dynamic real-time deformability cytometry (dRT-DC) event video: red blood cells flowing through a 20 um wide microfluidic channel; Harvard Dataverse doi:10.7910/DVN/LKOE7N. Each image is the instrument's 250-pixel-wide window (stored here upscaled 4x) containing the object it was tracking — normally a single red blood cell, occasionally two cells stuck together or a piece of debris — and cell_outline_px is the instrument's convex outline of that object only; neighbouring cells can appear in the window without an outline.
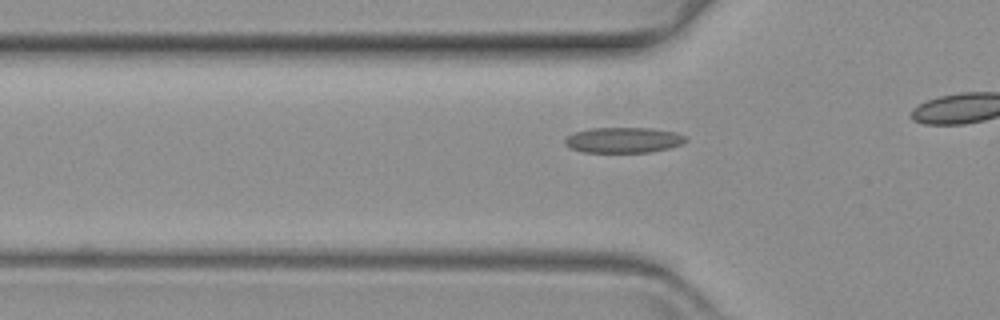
{"species": "common noctule bat (a hibernating species)", "species_latin": "Nyctalus noctula", "temperature_condition": "warm", "stored_images_in_passage": 44, "camera_frame_rate_fps": 3000, "um_per_image_px": 0.085, "animal": {"sex": "female", "body_mass_g": 19.3, "forearm_length_mm": 54.1}, "frame": {"image": 1, "passage_image": 16, "time_ms": 5.0, "image_size_px": [1000, 320], "cell_outline_px": [[688, 140], [680, 144], [668, 148], [648, 152], [584, 152], [572, 148], [564, 144], [564, 140], [572, 132], [588, 128], [652, 128], [676, 132], [684, 136]], "centroid_in_image_um": [52.96, 11.89], "position_along_channel_um": 72.8, "area_um2": 17.92}}
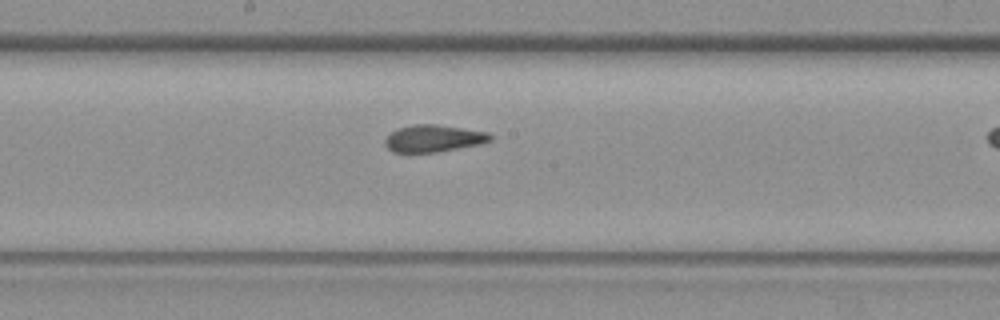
{"frame": {"image": 2, "passage_image": 28, "time_ms": 9.0, "image_size_px": [1000, 320], "cell_outline_px": [[492, 140], [480, 144], [436, 152], [392, 152], [384, 144], [384, 140], [396, 128], [412, 124], [436, 124], [488, 132], [492, 136]], "centroid_in_image_um": [36.83, 11.76], "position_along_channel_um": 211.4, "area_um2": 16.59}}
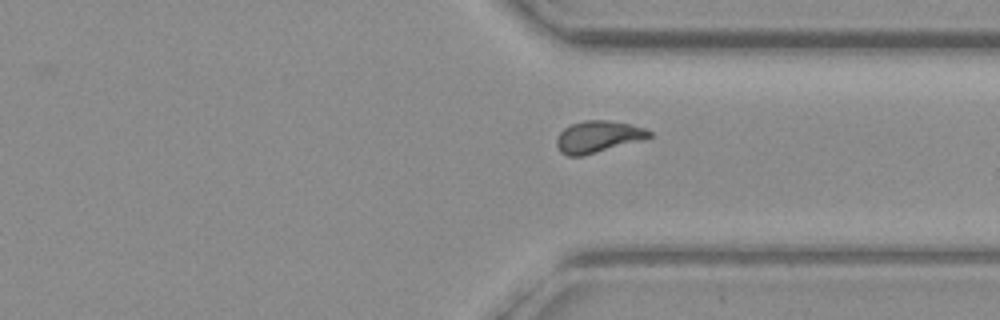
{"frame": {"image": 3, "passage_image": 41, "time_ms": 13.333, "image_size_px": [1000, 320], "cell_outline_px": [[652, 136], [580, 156], [568, 156], [560, 152], [556, 144], [556, 136], [564, 128], [572, 124], [584, 120], [604, 120], [628, 124], [644, 128], [652, 132]], "centroid_in_image_um": [50.75, 11.61], "position_along_channel_um": 360.6, "area_um2": 16.59}}